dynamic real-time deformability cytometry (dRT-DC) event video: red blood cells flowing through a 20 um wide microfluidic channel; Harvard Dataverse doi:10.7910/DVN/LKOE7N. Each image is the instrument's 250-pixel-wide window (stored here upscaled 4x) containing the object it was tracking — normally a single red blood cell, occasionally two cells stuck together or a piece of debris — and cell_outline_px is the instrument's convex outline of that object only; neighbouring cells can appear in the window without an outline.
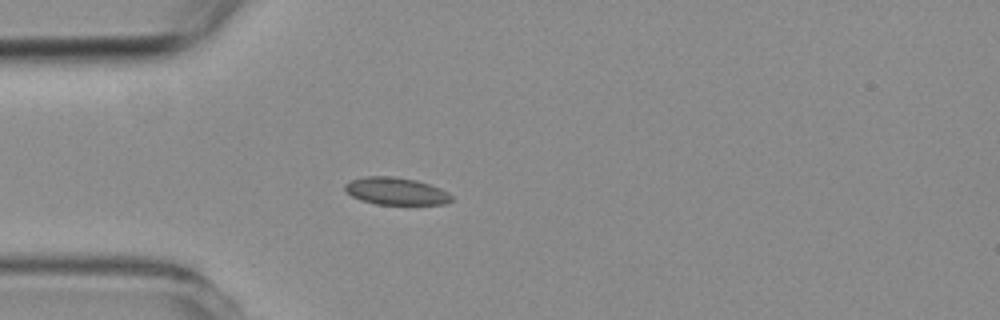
{"species": "common noctule bat (a hibernating species)", "species_latin": "Nyctalus noctula", "temperature_condition": "room temperature", "stored_images_in_passage": 3, "camera_frame_rate_fps": 3000, "um_per_image_px": 0.085, "animal": {"sex": "female", "body_mass_g": 19.3, "forearm_length_mm": 54.1}, "frame": {"image": 1, "passage_image": 3, "time_ms": 3.333, "image_size_px": [1000, 320], "cell_outline_px": [[452, 200], [444, 204], [376, 204], [360, 200], [352, 196], [344, 188], [344, 184], [352, 180], [364, 176], [396, 176], [416, 180], [440, 188], [448, 192], [452, 196]], "centroid_in_image_um": [33.65, 16.24], "position_along_channel_um": 51.4, "area_um2": 16.94}}